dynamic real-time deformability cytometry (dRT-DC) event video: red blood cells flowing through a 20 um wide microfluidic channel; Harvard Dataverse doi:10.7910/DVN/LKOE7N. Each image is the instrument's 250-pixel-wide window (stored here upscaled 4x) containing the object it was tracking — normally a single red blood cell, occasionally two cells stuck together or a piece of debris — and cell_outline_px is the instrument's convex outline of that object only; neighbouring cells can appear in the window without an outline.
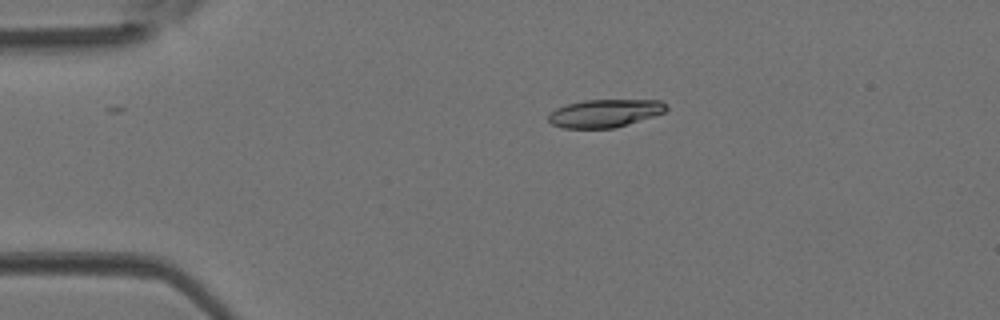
{"species": "Egyptian fruit bat (a non-hibernating species)", "species_latin": "Rousettus aegyptiacus", "temperature_condition": "room temperature", "stored_images_in_passage": 3, "camera_frame_rate_fps": 3000, "um_per_image_px": 0.085, "animal": {"sex": "female"}, "frame": {"image": 1, "passage_image": 2, "time_ms": 0.333, "image_size_px": [1000, 320], "cell_outline_px": [[668, 108], [664, 112], [616, 128], [564, 128], [552, 124], [548, 120], [548, 116], [556, 108], [568, 104], [584, 100], [660, 100]], "centroid_in_image_um": [51.39, 9.63], "position_along_channel_um": 33.6, "area_um2": 18.96}}